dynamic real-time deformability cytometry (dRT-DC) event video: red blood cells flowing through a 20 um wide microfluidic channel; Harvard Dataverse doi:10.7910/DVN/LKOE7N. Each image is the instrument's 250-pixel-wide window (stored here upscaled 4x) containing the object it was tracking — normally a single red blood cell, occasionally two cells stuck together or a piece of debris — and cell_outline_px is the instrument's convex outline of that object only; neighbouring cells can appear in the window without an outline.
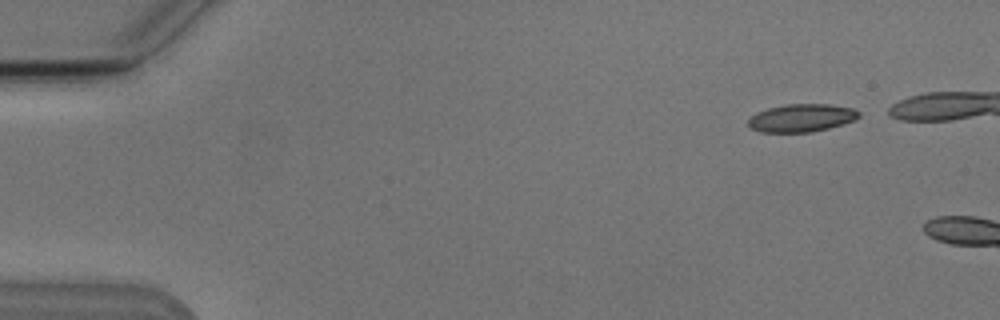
{"species": "Egyptian fruit bat (a non-hibernating species)", "species_latin": "Rousettus aegyptiacus", "temperature_condition": "cold", "stored_images_in_passage": 3, "camera_frame_rate_fps": 3000, "um_per_image_px": 0.085, "animal": {"sex": "male"}, "frame": {"image": 1, "passage_image": 1, "time_ms": 0.0, "image_size_px": [1000, 320], "cell_outline_px": [[860, 116], [844, 124], [812, 132], [760, 132], [752, 128], [748, 124], [748, 120], [756, 112], [768, 108], [784, 104], [828, 104], [852, 108], [860, 112]], "centroid_in_image_um": [68.12, 10.02], "position_along_channel_um": 16.9, "area_um2": 17.92}}